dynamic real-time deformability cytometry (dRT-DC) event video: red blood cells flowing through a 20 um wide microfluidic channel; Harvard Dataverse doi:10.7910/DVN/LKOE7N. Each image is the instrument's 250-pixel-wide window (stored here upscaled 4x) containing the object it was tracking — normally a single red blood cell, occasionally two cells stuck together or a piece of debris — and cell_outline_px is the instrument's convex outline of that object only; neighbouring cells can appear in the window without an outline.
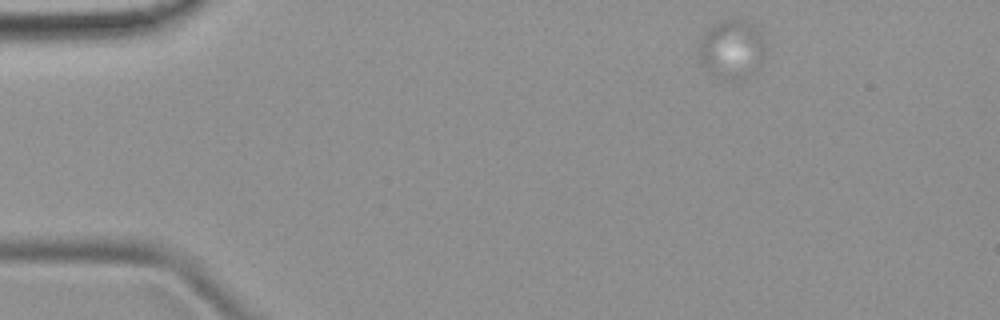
{"species": "common noctule bat (a hibernating species)", "species_latin": "Nyctalus noctula", "temperature_condition": "room temperature", "stored_images_in_passage": 5, "camera_frame_rate_fps": 3000, "um_per_image_px": 0.085, "animal": {"sex": "female", "body_mass_g": 19.9}, "frame": {"image": 1, "passage_image": 1, "time_ms": 0.0, "image_size_px": [1000, 320], "cell_outline_px": [[764, 56], [756, 72], [736, 80], [716, 76], [708, 72], [700, 64], [696, 56], [700, 40], [720, 20], [740, 20], [752, 24], [760, 32], [764, 44]], "centroid_in_image_um": [62.18, 4.22], "position_along_channel_um": 22.8, "area_um2": 22.66}}
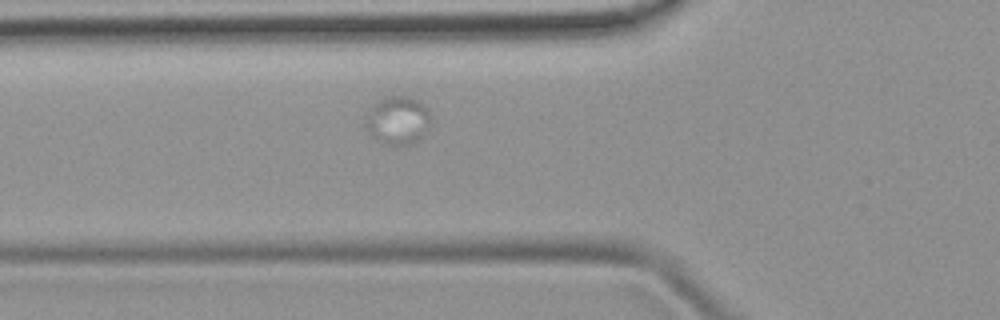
{"frame": {"image": 2, "passage_image": 5, "time_ms": 4.333, "image_size_px": [1000, 320], "cell_outline_px": [[432, 124], [412, 144], [384, 144], [376, 140], [368, 132], [364, 124], [364, 116], [384, 96], [408, 96], [420, 100], [428, 108], [432, 116]], "centroid_in_image_um": [33.83, 10.21], "position_along_channel_um": 92.0, "area_um2": 18.55}}